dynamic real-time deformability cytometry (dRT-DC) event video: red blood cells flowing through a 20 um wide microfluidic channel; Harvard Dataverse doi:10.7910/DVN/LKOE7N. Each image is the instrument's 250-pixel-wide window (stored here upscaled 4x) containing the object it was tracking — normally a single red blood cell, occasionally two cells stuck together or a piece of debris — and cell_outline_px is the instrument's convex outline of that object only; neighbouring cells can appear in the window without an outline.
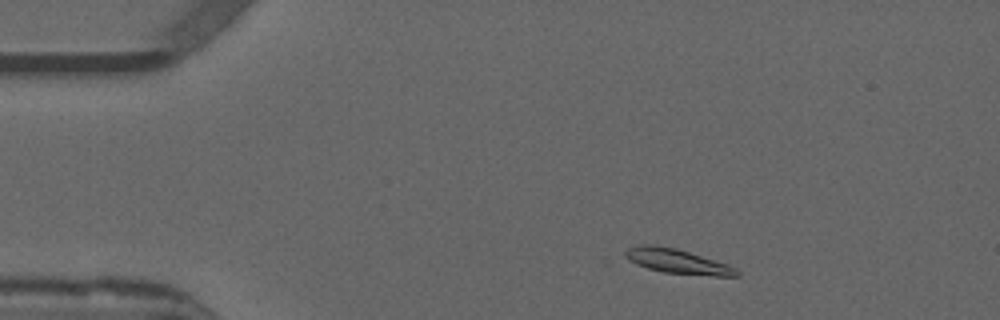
{"species": "common noctule bat (a hibernating species)", "species_latin": "Nyctalus noctula", "temperature_condition": "warm", "stored_images_in_passage": 48, "camera_frame_rate_fps": 3000, "um_per_image_px": 0.085, "animal": {"sex": "male", "forearm_length_mm": 52.5}, "frame": {"image": 1, "passage_image": 4, "time_ms": 1.0, "image_size_px": [1000, 320], "cell_outline_px": [[740, 276], [716, 276], [664, 272], [648, 268], [636, 264], [628, 260], [624, 256], [624, 252], [628, 248], [640, 244], [652, 244], [676, 248], [728, 264], [736, 268], [740, 272]], "centroid_in_image_um": [57.57, 22.2], "position_along_channel_um": 27.4, "area_um2": 15.95}}
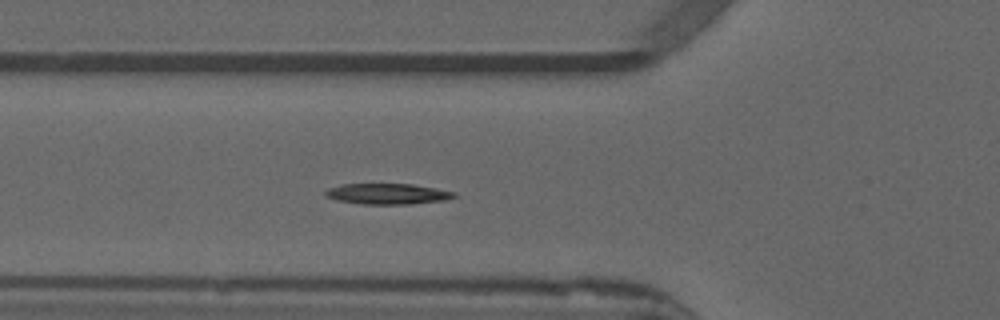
{"frame": {"image": 2, "passage_image": 14, "time_ms": 4.333, "image_size_px": [1000, 320], "cell_outline_px": [[456, 196], [444, 200], [408, 204], [364, 204], [336, 200], [324, 196], [324, 192], [328, 188], [340, 184], [412, 184], [456, 192]], "centroid_in_image_um": [32.89, 16.47], "position_along_channel_um": 92.9, "area_um2": 15.49}}
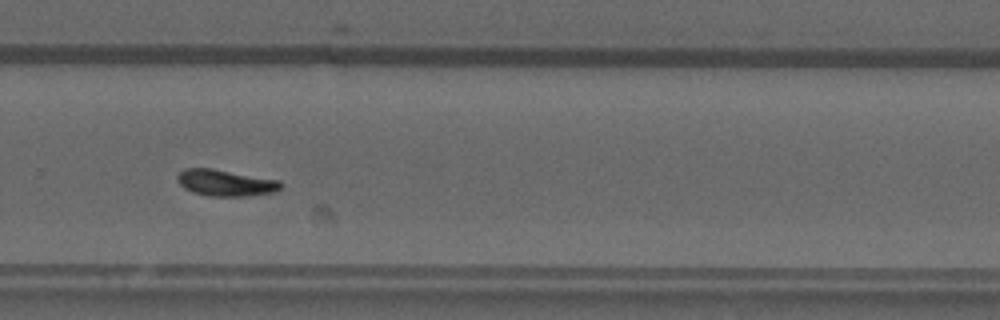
{"frame": {"image": 3, "passage_image": 31, "time_ms": 10.0, "image_size_px": [1000, 320], "cell_outline_px": [[284, 184], [276, 192], [248, 196], [208, 196], [192, 192], [184, 188], [180, 184], [176, 176], [184, 168], [212, 168], [280, 180]], "centroid_in_image_um": [19.19, 15.54], "position_along_channel_um": 310.6, "area_um2": 16.07}, "authors_computed_cell_mechanics": {"area_um2": 15.3459, "velocity_mm_per_s": 3.8459, "shape_relaxation_time_tau1_ms": 9.7696, "shape_relaxation_time_tau2_ms": 2.5457, "deformation_change_tau1": 0.2567, "deformation_change_tau2": 0.0762}}